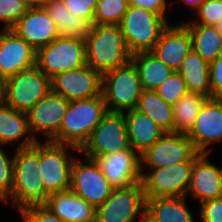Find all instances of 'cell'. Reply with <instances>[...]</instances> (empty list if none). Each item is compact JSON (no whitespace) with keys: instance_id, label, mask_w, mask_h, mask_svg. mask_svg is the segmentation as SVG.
Here are the masks:
<instances>
[{"instance_id":"cell-11","label":"cell","mask_w":222,"mask_h":222,"mask_svg":"<svg viewBox=\"0 0 222 222\" xmlns=\"http://www.w3.org/2000/svg\"><path fill=\"white\" fill-rule=\"evenodd\" d=\"M85 65V41L59 36L36 51V66L50 78Z\"/></svg>"},{"instance_id":"cell-4","label":"cell","mask_w":222,"mask_h":222,"mask_svg":"<svg viewBox=\"0 0 222 222\" xmlns=\"http://www.w3.org/2000/svg\"><path fill=\"white\" fill-rule=\"evenodd\" d=\"M163 16L144 8L129 5L119 27L131 55L149 52L169 24Z\"/></svg>"},{"instance_id":"cell-24","label":"cell","mask_w":222,"mask_h":222,"mask_svg":"<svg viewBox=\"0 0 222 222\" xmlns=\"http://www.w3.org/2000/svg\"><path fill=\"white\" fill-rule=\"evenodd\" d=\"M45 205L65 222H95L96 209L70 189L50 194Z\"/></svg>"},{"instance_id":"cell-35","label":"cell","mask_w":222,"mask_h":222,"mask_svg":"<svg viewBox=\"0 0 222 222\" xmlns=\"http://www.w3.org/2000/svg\"><path fill=\"white\" fill-rule=\"evenodd\" d=\"M194 19L183 22L184 24H199L206 26H215L222 19V0H204L199 10L193 14Z\"/></svg>"},{"instance_id":"cell-22","label":"cell","mask_w":222,"mask_h":222,"mask_svg":"<svg viewBox=\"0 0 222 222\" xmlns=\"http://www.w3.org/2000/svg\"><path fill=\"white\" fill-rule=\"evenodd\" d=\"M35 142L29 131L26 113L0 101V146L15 144L14 149H20L32 146Z\"/></svg>"},{"instance_id":"cell-39","label":"cell","mask_w":222,"mask_h":222,"mask_svg":"<svg viewBox=\"0 0 222 222\" xmlns=\"http://www.w3.org/2000/svg\"><path fill=\"white\" fill-rule=\"evenodd\" d=\"M66 7L81 18L88 19L92 24L98 0H62Z\"/></svg>"},{"instance_id":"cell-1","label":"cell","mask_w":222,"mask_h":222,"mask_svg":"<svg viewBox=\"0 0 222 222\" xmlns=\"http://www.w3.org/2000/svg\"><path fill=\"white\" fill-rule=\"evenodd\" d=\"M14 150L13 187L5 203L17 207L18 212L29 205L45 204L49 194L41 180L40 141Z\"/></svg>"},{"instance_id":"cell-6","label":"cell","mask_w":222,"mask_h":222,"mask_svg":"<svg viewBox=\"0 0 222 222\" xmlns=\"http://www.w3.org/2000/svg\"><path fill=\"white\" fill-rule=\"evenodd\" d=\"M50 90L51 78L35 65L5 79L1 101L17 111L27 113Z\"/></svg>"},{"instance_id":"cell-19","label":"cell","mask_w":222,"mask_h":222,"mask_svg":"<svg viewBox=\"0 0 222 222\" xmlns=\"http://www.w3.org/2000/svg\"><path fill=\"white\" fill-rule=\"evenodd\" d=\"M191 50L190 32L183 21H179L173 26L169 23L164 28L151 52L166 66L177 71Z\"/></svg>"},{"instance_id":"cell-13","label":"cell","mask_w":222,"mask_h":222,"mask_svg":"<svg viewBox=\"0 0 222 222\" xmlns=\"http://www.w3.org/2000/svg\"><path fill=\"white\" fill-rule=\"evenodd\" d=\"M200 153L186 134L165 132L140 155V169L164 168L183 162H194Z\"/></svg>"},{"instance_id":"cell-25","label":"cell","mask_w":222,"mask_h":222,"mask_svg":"<svg viewBox=\"0 0 222 222\" xmlns=\"http://www.w3.org/2000/svg\"><path fill=\"white\" fill-rule=\"evenodd\" d=\"M43 7L56 24L60 36L85 41L93 26L88 19L71 12L62 0H45Z\"/></svg>"},{"instance_id":"cell-37","label":"cell","mask_w":222,"mask_h":222,"mask_svg":"<svg viewBox=\"0 0 222 222\" xmlns=\"http://www.w3.org/2000/svg\"><path fill=\"white\" fill-rule=\"evenodd\" d=\"M23 222H65L45 204H33L19 211Z\"/></svg>"},{"instance_id":"cell-41","label":"cell","mask_w":222,"mask_h":222,"mask_svg":"<svg viewBox=\"0 0 222 222\" xmlns=\"http://www.w3.org/2000/svg\"><path fill=\"white\" fill-rule=\"evenodd\" d=\"M128 2L129 5L152 11L163 16L168 22L170 21L167 17V11L171 8L169 0H128Z\"/></svg>"},{"instance_id":"cell-33","label":"cell","mask_w":222,"mask_h":222,"mask_svg":"<svg viewBox=\"0 0 222 222\" xmlns=\"http://www.w3.org/2000/svg\"><path fill=\"white\" fill-rule=\"evenodd\" d=\"M155 91L171 106L188 93L186 83L177 71L172 73Z\"/></svg>"},{"instance_id":"cell-10","label":"cell","mask_w":222,"mask_h":222,"mask_svg":"<svg viewBox=\"0 0 222 222\" xmlns=\"http://www.w3.org/2000/svg\"><path fill=\"white\" fill-rule=\"evenodd\" d=\"M128 149L131 147L123 112L108 111L92 131L79 154L95 160L97 157Z\"/></svg>"},{"instance_id":"cell-40","label":"cell","mask_w":222,"mask_h":222,"mask_svg":"<svg viewBox=\"0 0 222 222\" xmlns=\"http://www.w3.org/2000/svg\"><path fill=\"white\" fill-rule=\"evenodd\" d=\"M210 98H222V54L209 64Z\"/></svg>"},{"instance_id":"cell-17","label":"cell","mask_w":222,"mask_h":222,"mask_svg":"<svg viewBox=\"0 0 222 222\" xmlns=\"http://www.w3.org/2000/svg\"><path fill=\"white\" fill-rule=\"evenodd\" d=\"M36 65V50L12 29H0V75L7 79Z\"/></svg>"},{"instance_id":"cell-38","label":"cell","mask_w":222,"mask_h":222,"mask_svg":"<svg viewBox=\"0 0 222 222\" xmlns=\"http://www.w3.org/2000/svg\"><path fill=\"white\" fill-rule=\"evenodd\" d=\"M200 222H222V197L199 203Z\"/></svg>"},{"instance_id":"cell-26","label":"cell","mask_w":222,"mask_h":222,"mask_svg":"<svg viewBox=\"0 0 222 222\" xmlns=\"http://www.w3.org/2000/svg\"><path fill=\"white\" fill-rule=\"evenodd\" d=\"M188 197L146 198L145 222H195Z\"/></svg>"},{"instance_id":"cell-15","label":"cell","mask_w":222,"mask_h":222,"mask_svg":"<svg viewBox=\"0 0 222 222\" xmlns=\"http://www.w3.org/2000/svg\"><path fill=\"white\" fill-rule=\"evenodd\" d=\"M51 90L68 101L102 95V74L88 65L55 74L51 77Z\"/></svg>"},{"instance_id":"cell-3","label":"cell","mask_w":222,"mask_h":222,"mask_svg":"<svg viewBox=\"0 0 222 222\" xmlns=\"http://www.w3.org/2000/svg\"><path fill=\"white\" fill-rule=\"evenodd\" d=\"M107 113L103 95L69 101L59 134L52 142L68 144L80 150Z\"/></svg>"},{"instance_id":"cell-44","label":"cell","mask_w":222,"mask_h":222,"mask_svg":"<svg viewBox=\"0 0 222 222\" xmlns=\"http://www.w3.org/2000/svg\"><path fill=\"white\" fill-rule=\"evenodd\" d=\"M4 81L5 79L0 75V101L3 97V93H4Z\"/></svg>"},{"instance_id":"cell-34","label":"cell","mask_w":222,"mask_h":222,"mask_svg":"<svg viewBox=\"0 0 222 222\" xmlns=\"http://www.w3.org/2000/svg\"><path fill=\"white\" fill-rule=\"evenodd\" d=\"M14 152L10 156L0 146V201L4 203L11 197L13 187Z\"/></svg>"},{"instance_id":"cell-7","label":"cell","mask_w":222,"mask_h":222,"mask_svg":"<svg viewBox=\"0 0 222 222\" xmlns=\"http://www.w3.org/2000/svg\"><path fill=\"white\" fill-rule=\"evenodd\" d=\"M73 152L80 153V150L68 144L40 140V174L49 195L70 189Z\"/></svg>"},{"instance_id":"cell-29","label":"cell","mask_w":222,"mask_h":222,"mask_svg":"<svg viewBox=\"0 0 222 222\" xmlns=\"http://www.w3.org/2000/svg\"><path fill=\"white\" fill-rule=\"evenodd\" d=\"M190 32L192 50L209 64L222 54V35L214 26L185 24Z\"/></svg>"},{"instance_id":"cell-9","label":"cell","mask_w":222,"mask_h":222,"mask_svg":"<svg viewBox=\"0 0 222 222\" xmlns=\"http://www.w3.org/2000/svg\"><path fill=\"white\" fill-rule=\"evenodd\" d=\"M194 162H183L164 168L140 169L146 198L186 197Z\"/></svg>"},{"instance_id":"cell-5","label":"cell","mask_w":222,"mask_h":222,"mask_svg":"<svg viewBox=\"0 0 222 222\" xmlns=\"http://www.w3.org/2000/svg\"><path fill=\"white\" fill-rule=\"evenodd\" d=\"M142 91L137 68L131 60L102 74V95L110 112L136 109Z\"/></svg>"},{"instance_id":"cell-2","label":"cell","mask_w":222,"mask_h":222,"mask_svg":"<svg viewBox=\"0 0 222 222\" xmlns=\"http://www.w3.org/2000/svg\"><path fill=\"white\" fill-rule=\"evenodd\" d=\"M86 65L104 74L127 64L131 53L119 25H93L85 39Z\"/></svg>"},{"instance_id":"cell-23","label":"cell","mask_w":222,"mask_h":222,"mask_svg":"<svg viewBox=\"0 0 222 222\" xmlns=\"http://www.w3.org/2000/svg\"><path fill=\"white\" fill-rule=\"evenodd\" d=\"M123 115L130 147L139 156L165 133L149 116L136 109L124 111Z\"/></svg>"},{"instance_id":"cell-36","label":"cell","mask_w":222,"mask_h":222,"mask_svg":"<svg viewBox=\"0 0 222 222\" xmlns=\"http://www.w3.org/2000/svg\"><path fill=\"white\" fill-rule=\"evenodd\" d=\"M28 8L22 0H0V29H12Z\"/></svg>"},{"instance_id":"cell-42","label":"cell","mask_w":222,"mask_h":222,"mask_svg":"<svg viewBox=\"0 0 222 222\" xmlns=\"http://www.w3.org/2000/svg\"><path fill=\"white\" fill-rule=\"evenodd\" d=\"M182 2L185 6H188L189 9H192L191 10V13H196L199 8H200V5L204 2V0H171L170 1V5L172 6L175 2H178L179 3Z\"/></svg>"},{"instance_id":"cell-30","label":"cell","mask_w":222,"mask_h":222,"mask_svg":"<svg viewBox=\"0 0 222 222\" xmlns=\"http://www.w3.org/2000/svg\"><path fill=\"white\" fill-rule=\"evenodd\" d=\"M136 110L149 116L165 132H174L173 106L167 104L156 91L143 90Z\"/></svg>"},{"instance_id":"cell-45","label":"cell","mask_w":222,"mask_h":222,"mask_svg":"<svg viewBox=\"0 0 222 222\" xmlns=\"http://www.w3.org/2000/svg\"><path fill=\"white\" fill-rule=\"evenodd\" d=\"M222 35V19H220L214 26Z\"/></svg>"},{"instance_id":"cell-28","label":"cell","mask_w":222,"mask_h":222,"mask_svg":"<svg viewBox=\"0 0 222 222\" xmlns=\"http://www.w3.org/2000/svg\"><path fill=\"white\" fill-rule=\"evenodd\" d=\"M177 72L186 83L188 92L210 98L209 63L193 50L186 56Z\"/></svg>"},{"instance_id":"cell-21","label":"cell","mask_w":222,"mask_h":222,"mask_svg":"<svg viewBox=\"0 0 222 222\" xmlns=\"http://www.w3.org/2000/svg\"><path fill=\"white\" fill-rule=\"evenodd\" d=\"M12 30L36 51L60 36L56 24L44 7L28 8Z\"/></svg>"},{"instance_id":"cell-43","label":"cell","mask_w":222,"mask_h":222,"mask_svg":"<svg viewBox=\"0 0 222 222\" xmlns=\"http://www.w3.org/2000/svg\"><path fill=\"white\" fill-rule=\"evenodd\" d=\"M29 8L43 7L45 0H22Z\"/></svg>"},{"instance_id":"cell-12","label":"cell","mask_w":222,"mask_h":222,"mask_svg":"<svg viewBox=\"0 0 222 222\" xmlns=\"http://www.w3.org/2000/svg\"><path fill=\"white\" fill-rule=\"evenodd\" d=\"M113 189L96 160L75 156L70 178V190L75 195L96 209L109 198Z\"/></svg>"},{"instance_id":"cell-32","label":"cell","mask_w":222,"mask_h":222,"mask_svg":"<svg viewBox=\"0 0 222 222\" xmlns=\"http://www.w3.org/2000/svg\"><path fill=\"white\" fill-rule=\"evenodd\" d=\"M128 7V0H98L93 25H119Z\"/></svg>"},{"instance_id":"cell-20","label":"cell","mask_w":222,"mask_h":222,"mask_svg":"<svg viewBox=\"0 0 222 222\" xmlns=\"http://www.w3.org/2000/svg\"><path fill=\"white\" fill-rule=\"evenodd\" d=\"M209 156V153H200L195 158L186 194L200 203L222 197V166L212 163Z\"/></svg>"},{"instance_id":"cell-27","label":"cell","mask_w":222,"mask_h":222,"mask_svg":"<svg viewBox=\"0 0 222 222\" xmlns=\"http://www.w3.org/2000/svg\"><path fill=\"white\" fill-rule=\"evenodd\" d=\"M131 61L137 68L143 90L155 91L175 71L151 51L135 53Z\"/></svg>"},{"instance_id":"cell-14","label":"cell","mask_w":222,"mask_h":222,"mask_svg":"<svg viewBox=\"0 0 222 222\" xmlns=\"http://www.w3.org/2000/svg\"><path fill=\"white\" fill-rule=\"evenodd\" d=\"M68 105V100L50 90L26 113L29 131L35 141H40L38 134L45 141H52L59 134Z\"/></svg>"},{"instance_id":"cell-8","label":"cell","mask_w":222,"mask_h":222,"mask_svg":"<svg viewBox=\"0 0 222 222\" xmlns=\"http://www.w3.org/2000/svg\"><path fill=\"white\" fill-rule=\"evenodd\" d=\"M146 197L141 182L114 188L109 198L96 208L95 222H145Z\"/></svg>"},{"instance_id":"cell-18","label":"cell","mask_w":222,"mask_h":222,"mask_svg":"<svg viewBox=\"0 0 222 222\" xmlns=\"http://www.w3.org/2000/svg\"><path fill=\"white\" fill-rule=\"evenodd\" d=\"M102 173L114 188L141 182L140 156L132 149L97 157Z\"/></svg>"},{"instance_id":"cell-16","label":"cell","mask_w":222,"mask_h":222,"mask_svg":"<svg viewBox=\"0 0 222 222\" xmlns=\"http://www.w3.org/2000/svg\"><path fill=\"white\" fill-rule=\"evenodd\" d=\"M187 137L199 153H211L213 143L222 141V98H208ZM211 146V147H209Z\"/></svg>"},{"instance_id":"cell-31","label":"cell","mask_w":222,"mask_h":222,"mask_svg":"<svg viewBox=\"0 0 222 222\" xmlns=\"http://www.w3.org/2000/svg\"><path fill=\"white\" fill-rule=\"evenodd\" d=\"M209 97L204 94L188 92L173 105L174 132L188 134Z\"/></svg>"}]
</instances>
